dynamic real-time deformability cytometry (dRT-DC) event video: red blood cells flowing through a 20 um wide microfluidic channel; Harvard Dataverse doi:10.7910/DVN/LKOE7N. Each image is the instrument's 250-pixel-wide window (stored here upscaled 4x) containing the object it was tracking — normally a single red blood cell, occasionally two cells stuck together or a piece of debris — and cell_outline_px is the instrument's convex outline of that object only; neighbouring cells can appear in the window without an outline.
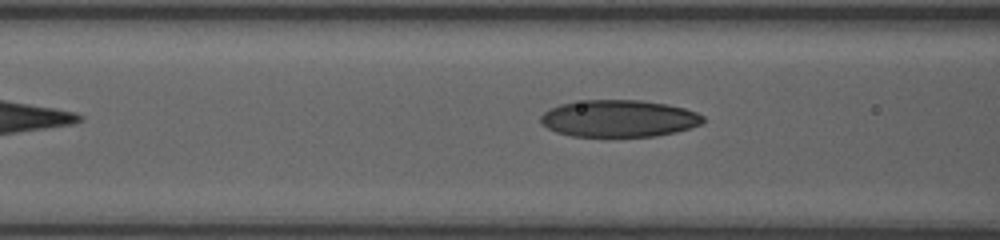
{"species": "human", "species_latin": "Homo sapiens", "temperature_condition": "room temperature", "stored_images_in_passage": 7, "camera_frame_rate_fps": 3000, "um_per_image_px": 0.085, "donor": {"sex": "female"}, "frame": {"image": 1, "passage_image": 5, "time_ms": 1.667, "image_size_px": [1000, 240], "cell_outline_px": [[704, 120], [700, 124], [676, 132], [656, 136], [572, 136], [556, 132], [540, 124], [540, 116], [544, 112], [560, 104], [584, 100], [640, 100], [668, 104], [684, 108], [696, 112], [704, 116]], "centroid_in_image_um": [52.59, 10.07], "position_along_channel_um": 114.0, "area_um2": 34.97}}